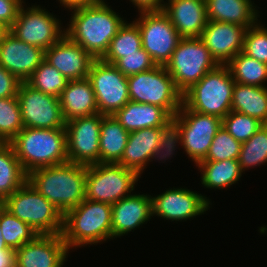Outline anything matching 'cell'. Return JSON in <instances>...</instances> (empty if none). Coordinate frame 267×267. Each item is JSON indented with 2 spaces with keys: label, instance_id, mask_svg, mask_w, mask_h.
<instances>
[{
  "label": "cell",
  "instance_id": "obj_41",
  "mask_svg": "<svg viewBox=\"0 0 267 267\" xmlns=\"http://www.w3.org/2000/svg\"><path fill=\"white\" fill-rule=\"evenodd\" d=\"M21 81L0 65V98L15 97Z\"/></svg>",
  "mask_w": 267,
  "mask_h": 267
},
{
  "label": "cell",
  "instance_id": "obj_4",
  "mask_svg": "<svg viewBox=\"0 0 267 267\" xmlns=\"http://www.w3.org/2000/svg\"><path fill=\"white\" fill-rule=\"evenodd\" d=\"M70 249L112 238V205L84 199L63 215L61 233Z\"/></svg>",
  "mask_w": 267,
  "mask_h": 267
},
{
  "label": "cell",
  "instance_id": "obj_8",
  "mask_svg": "<svg viewBox=\"0 0 267 267\" xmlns=\"http://www.w3.org/2000/svg\"><path fill=\"white\" fill-rule=\"evenodd\" d=\"M127 81L130 101L160 106L172 117L183 104V94L165 66L128 76Z\"/></svg>",
  "mask_w": 267,
  "mask_h": 267
},
{
  "label": "cell",
  "instance_id": "obj_22",
  "mask_svg": "<svg viewBox=\"0 0 267 267\" xmlns=\"http://www.w3.org/2000/svg\"><path fill=\"white\" fill-rule=\"evenodd\" d=\"M152 196L134 194L112 205V238L120 237L151 219Z\"/></svg>",
  "mask_w": 267,
  "mask_h": 267
},
{
  "label": "cell",
  "instance_id": "obj_37",
  "mask_svg": "<svg viewBox=\"0 0 267 267\" xmlns=\"http://www.w3.org/2000/svg\"><path fill=\"white\" fill-rule=\"evenodd\" d=\"M262 125L257 119L236 111H230L222 119V127L241 143L249 140Z\"/></svg>",
  "mask_w": 267,
  "mask_h": 267
},
{
  "label": "cell",
  "instance_id": "obj_40",
  "mask_svg": "<svg viewBox=\"0 0 267 267\" xmlns=\"http://www.w3.org/2000/svg\"><path fill=\"white\" fill-rule=\"evenodd\" d=\"M113 65L126 77L148 71L156 66L149 53L143 48L137 50V53L123 54V57Z\"/></svg>",
  "mask_w": 267,
  "mask_h": 267
},
{
  "label": "cell",
  "instance_id": "obj_30",
  "mask_svg": "<svg viewBox=\"0 0 267 267\" xmlns=\"http://www.w3.org/2000/svg\"><path fill=\"white\" fill-rule=\"evenodd\" d=\"M202 171L201 182L206 188L219 189L229 187L239 181L242 170L238 160L200 161L197 163Z\"/></svg>",
  "mask_w": 267,
  "mask_h": 267
},
{
  "label": "cell",
  "instance_id": "obj_46",
  "mask_svg": "<svg viewBox=\"0 0 267 267\" xmlns=\"http://www.w3.org/2000/svg\"><path fill=\"white\" fill-rule=\"evenodd\" d=\"M4 249H11V248H9L6 245L5 240L3 239V236H2L1 228H0V251Z\"/></svg>",
  "mask_w": 267,
  "mask_h": 267
},
{
  "label": "cell",
  "instance_id": "obj_3",
  "mask_svg": "<svg viewBox=\"0 0 267 267\" xmlns=\"http://www.w3.org/2000/svg\"><path fill=\"white\" fill-rule=\"evenodd\" d=\"M9 143L27 174L68 162L66 129L24 127Z\"/></svg>",
  "mask_w": 267,
  "mask_h": 267
},
{
  "label": "cell",
  "instance_id": "obj_1",
  "mask_svg": "<svg viewBox=\"0 0 267 267\" xmlns=\"http://www.w3.org/2000/svg\"><path fill=\"white\" fill-rule=\"evenodd\" d=\"M72 10V18L65 34L94 59H101L125 20L104 0Z\"/></svg>",
  "mask_w": 267,
  "mask_h": 267
},
{
  "label": "cell",
  "instance_id": "obj_39",
  "mask_svg": "<svg viewBox=\"0 0 267 267\" xmlns=\"http://www.w3.org/2000/svg\"><path fill=\"white\" fill-rule=\"evenodd\" d=\"M242 52L267 64V28L257 23L247 28Z\"/></svg>",
  "mask_w": 267,
  "mask_h": 267
},
{
  "label": "cell",
  "instance_id": "obj_35",
  "mask_svg": "<svg viewBox=\"0 0 267 267\" xmlns=\"http://www.w3.org/2000/svg\"><path fill=\"white\" fill-rule=\"evenodd\" d=\"M238 161L242 172L267 162V124H263L249 140L242 142Z\"/></svg>",
  "mask_w": 267,
  "mask_h": 267
},
{
  "label": "cell",
  "instance_id": "obj_42",
  "mask_svg": "<svg viewBox=\"0 0 267 267\" xmlns=\"http://www.w3.org/2000/svg\"><path fill=\"white\" fill-rule=\"evenodd\" d=\"M22 0H0V22L8 29L17 18Z\"/></svg>",
  "mask_w": 267,
  "mask_h": 267
},
{
  "label": "cell",
  "instance_id": "obj_44",
  "mask_svg": "<svg viewBox=\"0 0 267 267\" xmlns=\"http://www.w3.org/2000/svg\"><path fill=\"white\" fill-rule=\"evenodd\" d=\"M0 267H16L14 249H4L0 251Z\"/></svg>",
  "mask_w": 267,
  "mask_h": 267
},
{
  "label": "cell",
  "instance_id": "obj_17",
  "mask_svg": "<svg viewBox=\"0 0 267 267\" xmlns=\"http://www.w3.org/2000/svg\"><path fill=\"white\" fill-rule=\"evenodd\" d=\"M68 250L61 234H37L15 250V266L63 267Z\"/></svg>",
  "mask_w": 267,
  "mask_h": 267
},
{
  "label": "cell",
  "instance_id": "obj_27",
  "mask_svg": "<svg viewBox=\"0 0 267 267\" xmlns=\"http://www.w3.org/2000/svg\"><path fill=\"white\" fill-rule=\"evenodd\" d=\"M129 138L113 115H103L99 137V163H118L122 158Z\"/></svg>",
  "mask_w": 267,
  "mask_h": 267
},
{
  "label": "cell",
  "instance_id": "obj_18",
  "mask_svg": "<svg viewBox=\"0 0 267 267\" xmlns=\"http://www.w3.org/2000/svg\"><path fill=\"white\" fill-rule=\"evenodd\" d=\"M206 198L189 189H169L151 198L152 215L172 221L193 218L209 209L210 201Z\"/></svg>",
  "mask_w": 267,
  "mask_h": 267
},
{
  "label": "cell",
  "instance_id": "obj_38",
  "mask_svg": "<svg viewBox=\"0 0 267 267\" xmlns=\"http://www.w3.org/2000/svg\"><path fill=\"white\" fill-rule=\"evenodd\" d=\"M241 142L235 140L226 130L221 127L209 147L206 158L202 161L238 160Z\"/></svg>",
  "mask_w": 267,
  "mask_h": 267
},
{
  "label": "cell",
  "instance_id": "obj_24",
  "mask_svg": "<svg viewBox=\"0 0 267 267\" xmlns=\"http://www.w3.org/2000/svg\"><path fill=\"white\" fill-rule=\"evenodd\" d=\"M128 131L145 128H172V116L162 107L129 101L113 115Z\"/></svg>",
  "mask_w": 267,
  "mask_h": 267
},
{
  "label": "cell",
  "instance_id": "obj_29",
  "mask_svg": "<svg viewBox=\"0 0 267 267\" xmlns=\"http://www.w3.org/2000/svg\"><path fill=\"white\" fill-rule=\"evenodd\" d=\"M27 180L28 174L16 157L11 144H0V197L5 200Z\"/></svg>",
  "mask_w": 267,
  "mask_h": 267
},
{
  "label": "cell",
  "instance_id": "obj_5",
  "mask_svg": "<svg viewBox=\"0 0 267 267\" xmlns=\"http://www.w3.org/2000/svg\"><path fill=\"white\" fill-rule=\"evenodd\" d=\"M222 119L190 110L184 103L172 118V151L179 143L195 164L206 158ZM179 141V142H178Z\"/></svg>",
  "mask_w": 267,
  "mask_h": 267
},
{
  "label": "cell",
  "instance_id": "obj_28",
  "mask_svg": "<svg viewBox=\"0 0 267 267\" xmlns=\"http://www.w3.org/2000/svg\"><path fill=\"white\" fill-rule=\"evenodd\" d=\"M231 111L251 116L267 124V87L243 85L235 82Z\"/></svg>",
  "mask_w": 267,
  "mask_h": 267
},
{
  "label": "cell",
  "instance_id": "obj_9",
  "mask_svg": "<svg viewBox=\"0 0 267 267\" xmlns=\"http://www.w3.org/2000/svg\"><path fill=\"white\" fill-rule=\"evenodd\" d=\"M218 65L201 38L190 37L181 38L165 67L176 88L184 94Z\"/></svg>",
  "mask_w": 267,
  "mask_h": 267
},
{
  "label": "cell",
  "instance_id": "obj_23",
  "mask_svg": "<svg viewBox=\"0 0 267 267\" xmlns=\"http://www.w3.org/2000/svg\"><path fill=\"white\" fill-rule=\"evenodd\" d=\"M163 12L182 38L200 37L208 22L203 0H168Z\"/></svg>",
  "mask_w": 267,
  "mask_h": 267
},
{
  "label": "cell",
  "instance_id": "obj_21",
  "mask_svg": "<svg viewBox=\"0 0 267 267\" xmlns=\"http://www.w3.org/2000/svg\"><path fill=\"white\" fill-rule=\"evenodd\" d=\"M68 80L86 79L95 60L82 46L64 34L45 50V59Z\"/></svg>",
  "mask_w": 267,
  "mask_h": 267
},
{
  "label": "cell",
  "instance_id": "obj_12",
  "mask_svg": "<svg viewBox=\"0 0 267 267\" xmlns=\"http://www.w3.org/2000/svg\"><path fill=\"white\" fill-rule=\"evenodd\" d=\"M140 13V18L134 22L140 30L142 48L149 53L156 65L165 66L182 37L163 11Z\"/></svg>",
  "mask_w": 267,
  "mask_h": 267
},
{
  "label": "cell",
  "instance_id": "obj_6",
  "mask_svg": "<svg viewBox=\"0 0 267 267\" xmlns=\"http://www.w3.org/2000/svg\"><path fill=\"white\" fill-rule=\"evenodd\" d=\"M234 85L229 67L218 65L183 94V103L190 110L223 119L231 111Z\"/></svg>",
  "mask_w": 267,
  "mask_h": 267
},
{
  "label": "cell",
  "instance_id": "obj_20",
  "mask_svg": "<svg viewBox=\"0 0 267 267\" xmlns=\"http://www.w3.org/2000/svg\"><path fill=\"white\" fill-rule=\"evenodd\" d=\"M247 27L208 20L200 36L219 65H226L242 51Z\"/></svg>",
  "mask_w": 267,
  "mask_h": 267
},
{
  "label": "cell",
  "instance_id": "obj_33",
  "mask_svg": "<svg viewBox=\"0 0 267 267\" xmlns=\"http://www.w3.org/2000/svg\"><path fill=\"white\" fill-rule=\"evenodd\" d=\"M25 82L36 90L59 98L69 80L44 60Z\"/></svg>",
  "mask_w": 267,
  "mask_h": 267
},
{
  "label": "cell",
  "instance_id": "obj_16",
  "mask_svg": "<svg viewBox=\"0 0 267 267\" xmlns=\"http://www.w3.org/2000/svg\"><path fill=\"white\" fill-rule=\"evenodd\" d=\"M100 113L66 122L68 162L82 165L99 163Z\"/></svg>",
  "mask_w": 267,
  "mask_h": 267
},
{
  "label": "cell",
  "instance_id": "obj_7",
  "mask_svg": "<svg viewBox=\"0 0 267 267\" xmlns=\"http://www.w3.org/2000/svg\"><path fill=\"white\" fill-rule=\"evenodd\" d=\"M4 207L37 234L62 233V213L28 181L4 200Z\"/></svg>",
  "mask_w": 267,
  "mask_h": 267
},
{
  "label": "cell",
  "instance_id": "obj_45",
  "mask_svg": "<svg viewBox=\"0 0 267 267\" xmlns=\"http://www.w3.org/2000/svg\"><path fill=\"white\" fill-rule=\"evenodd\" d=\"M60 4L66 8L75 9L79 7H85L97 3L99 0H59Z\"/></svg>",
  "mask_w": 267,
  "mask_h": 267
},
{
  "label": "cell",
  "instance_id": "obj_10",
  "mask_svg": "<svg viewBox=\"0 0 267 267\" xmlns=\"http://www.w3.org/2000/svg\"><path fill=\"white\" fill-rule=\"evenodd\" d=\"M139 177L136 171L118 163L89 165L86 173L85 199L113 205L131 195Z\"/></svg>",
  "mask_w": 267,
  "mask_h": 267
},
{
  "label": "cell",
  "instance_id": "obj_2",
  "mask_svg": "<svg viewBox=\"0 0 267 267\" xmlns=\"http://www.w3.org/2000/svg\"><path fill=\"white\" fill-rule=\"evenodd\" d=\"M87 166L67 162L28 174V182L64 215L85 199Z\"/></svg>",
  "mask_w": 267,
  "mask_h": 267
},
{
  "label": "cell",
  "instance_id": "obj_32",
  "mask_svg": "<svg viewBox=\"0 0 267 267\" xmlns=\"http://www.w3.org/2000/svg\"><path fill=\"white\" fill-rule=\"evenodd\" d=\"M142 48L141 35L138 25L125 22L111 40L109 47L101 58L102 61L114 64L123 54L137 53Z\"/></svg>",
  "mask_w": 267,
  "mask_h": 267
},
{
  "label": "cell",
  "instance_id": "obj_34",
  "mask_svg": "<svg viewBox=\"0 0 267 267\" xmlns=\"http://www.w3.org/2000/svg\"><path fill=\"white\" fill-rule=\"evenodd\" d=\"M0 228L6 245L14 250L30 242L37 235L28 224L15 217L5 207L0 210Z\"/></svg>",
  "mask_w": 267,
  "mask_h": 267
},
{
  "label": "cell",
  "instance_id": "obj_11",
  "mask_svg": "<svg viewBox=\"0 0 267 267\" xmlns=\"http://www.w3.org/2000/svg\"><path fill=\"white\" fill-rule=\"evenodd\" d=\"M172 128H145L129 132V138L119 165L141 175L146 164L154 157H171Z\"/></svg>",
  "mask_w": 267,
  "mask_h": 267
},
{
  "label": "cell",
  "instance_id": "obj_43",
  "mask_svg": "<svg viewBox=\"0 0 267 267\" xmlns=\"http://www.w3.org/2000/svg\"><path fill=\"white\" fill-rule=\"evenodd\" d=\"M139 11H163L165 3L164 0H130ZM164 4H162V3Z\"/></svg>",
  "mask_w": 267,
  "mask_h": 267
},
{
  "label": "cell",
  "instance_id": "obj_26",
  "mask_svg": "<svg viewBox=\"0 0 267 267\" xmlns=\"http://www.w3.org/2000/svg\"><path fill=\"white\" fill-rule=\"evenodd\" d=\"M205 2L208 20L247 28L257 23L258 12L251 0H206Z\"/></svg>",
  "mask_w": 267,
  "mask_h": 267
},
{
  "label": "cell",
  "instance_id": "obj_48",
  "mask_svg": "<svg viewBox=\"0 0 267 267\" xmlns=\"http://www.w3.org/2000/svg\"><path fill=\"white\" fill-rule=\"evenodd\" d=\"M4 207V200L0 197V210Z\"/></svg>",
  "mask_w": 267,
  "mask_h": 267
},
{
  "label": "cell",
  "instance_id": "obj_15",
  "mask_svg": "<svg viewBox=\"0 0 267 267\" xmlns=\"http://www.w3.org/2000/svg\"><path fill=\"white\" fill-rule=\"evenodd\" d=\"M60 24L59 19L45 9L33 5L24 10L22 5L8 31L21 41L47 50L65 34Z\"/></svg>",
  "mask_w": 267,
  "mask_h": 267
},
{
  "label": "cell",
  "instance_id": "obj_14",
  "mask_svg": "<svg viewBox=\"0 0 267 267\" xmlns=\"http://www.w3.org/2000/svg\"><path fill=\"white\" fill-rule=\"evenodd\" d=\"M17 98L24 127L36 129H65L60 99L21 82Z\"/></svg>",
  "mask_w": 267,
  "mask_h": 267
},
{
  "label": "cell",
  "instance_id": "obj_19",
  "mask_svg": "<svg viewBox=\"0 0 267 267\" xmlns=\"http://www.w3.org/2000/svg\"><path fill=\"white\" fill-rule=\"evenodd\" d=\"M45 50L17 39L9 31L0 39V65L25 82L44 61Z\"/></svg>",
  "mask_w": 267,
  "mask_h": 267
},
{
  "label": "cell",
  "instance_id": "obj_13",
  "mask_svg": "<svg viewBox=\"0 0 267 267\" xmlns=\"http://www.w3.org/2000/svg\"><path fill=\"white\" fill-rule=\"evenodd\" d=\"M87 79L95 93L98 113L114 115L130 101L127 77L113 64L95 59Z\"/></svg>",
  "mask_w": 267,
  "mask_h": 267
},
{
  "label": "cell",
  "instance_id": "obj_47",
  "mask_svg": "<svg viewBox=\"0 0 267 267\" xmlns=\"http://www.w3.org/2000/svg\"><path fill=\"white\" fill-rule=\"evenodd\" d=\"M8 28L0 22V39L8 32Z\"/></svg>",
  "mask_w": 267,
  "mask_h": 267
},
{
  "label": "cell",
  "instance_id": "obj_36",
  "mask_svg": "<svg viewBox=\"0 0 267 267\" xmlns=\"http://www.w3.org/2000/svg\"><path fill=\"white\" fill-rule=\"evenodd\" d=\"M24 128L17 96L0 98V140L9 143Z\"/></svg>",
  "mask_w": 267,
  "mask_h": 267
},
{
  "label": "cell",
  "instance_id": "obj_25",
  "mask_svg": "<svg viewBox=\"0 0 267 267\" xmlns=\"http://www.w3.org/2000/svg\"><path fill=\"white\" fill-rule=\"evenodd\" d=\"M60 105L65 121L98 113L95 93L86 79L69 80L60 97Z\"/></svg>",
  "mask_w": 267,
  "mask_h": 267
},
{
  "label": "cell",
  "instance_id": "obj_31",
  "mask_svg": "<svg viewBox=\"0 0 267 267\" xmlns=\"http://www.w3.org/2000/svg\"><path fill=\"white\" fill-rule=\"evenodd\" d=\"M236 83L265 87L267 80V64L244 54L242 51L236 54L226 64Z\"/></svg>",
  "mask_w": 267,
  "mask_h": 267
}]
</instances>
